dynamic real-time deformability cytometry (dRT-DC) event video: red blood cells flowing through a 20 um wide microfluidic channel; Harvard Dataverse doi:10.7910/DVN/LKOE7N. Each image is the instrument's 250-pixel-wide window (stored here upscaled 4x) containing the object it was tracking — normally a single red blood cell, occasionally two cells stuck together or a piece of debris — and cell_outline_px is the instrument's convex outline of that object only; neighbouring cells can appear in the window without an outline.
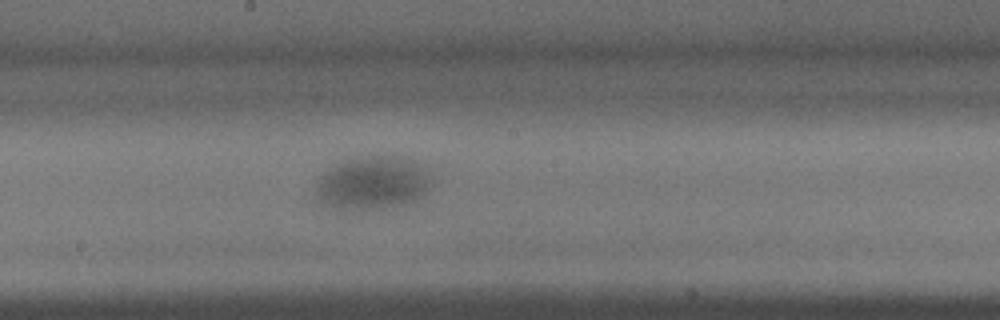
{"species": "common noctule bat (a hibernating species)", "species_latin": "Nyctalus noctula", "temperature_condition": "warm", "stored_images_in_passage": 25, "camera_frame_rate_fps": 3000, "um_per_image_px": 0.085, "animal": {"sex": "male", "body_mass_g": 15.6}, "frame": {"image": 1, "passage_image": 13, "time_ms": 4.0, "image_size_px": [1000, 320], "cell_outline_px": [[432, 184], [428, 192], [424, 196], [416, 200], [404, 204], [384, 208], [332, 208], [316, 200], [316, 184], [320, 176], [336, 164], [344, 160], [360, 156], [408, 156], [428, 164], [432, 176]], "centroid_in_image_um": [31.79, 15.51], "position_along_channel_um": 216.4, "area_um2": 36.88}}
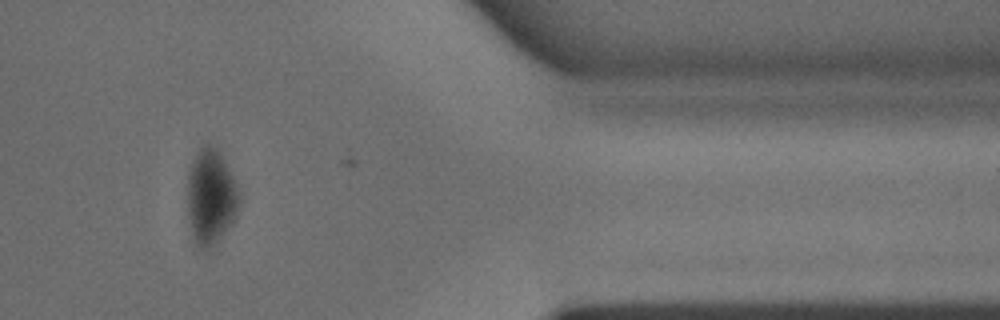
{"frame": {"image": 2, "passage_image": 24, "time_ms": 7.667, "image_size_px": [1000, 320], "cell_outline_px": [[240, 204], [228, 224], [220, 236], [208, 248], [200, 248], [196, 244], [192, 236], [188, 220], [188, 172], [196, 152], [200, 144], [212, 144], [220, 152], [236, 184], [240, 196]], "centroid_in_image_um": [17.88, 16.65], "position_along_channel_um": 393.5, "area_um2": 28.21}}